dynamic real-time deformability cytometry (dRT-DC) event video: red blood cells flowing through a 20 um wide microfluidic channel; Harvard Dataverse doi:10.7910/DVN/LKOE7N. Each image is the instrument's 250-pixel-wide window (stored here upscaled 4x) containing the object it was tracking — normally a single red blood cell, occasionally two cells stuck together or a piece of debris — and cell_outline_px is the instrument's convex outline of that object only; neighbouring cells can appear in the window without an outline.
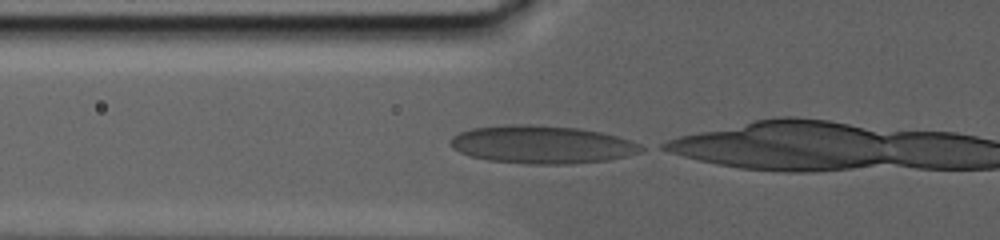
{"species": "human", "species_latin": "Homo sapiens", "temperature_condition": "warm", "stored_images_in_passage": 46, "camera_frame_rate_fps": 3000, "um_per_image_px": 0.085, "donor": {"sex": "male"}, "frame": {"image": 1, "passage_image": 32, "time_ms": 9.333, "image_size_px": [1000, 240], "cell_outline_px": [[652, 148], [644, 152], [608, 160], [568, 164], [528, 164], [488, 160], [468, 156], [452, 148], [448, 144], [448, 140], [452, 136], [460, 132], [472, 128], [504, 124], [536, 124], [580, 128], [600, 132], [616, 136]], "centroid_in_image_um": [46.06, 12.28], "position_along_channel_um": 79.7, "area_um2": 42.83}}
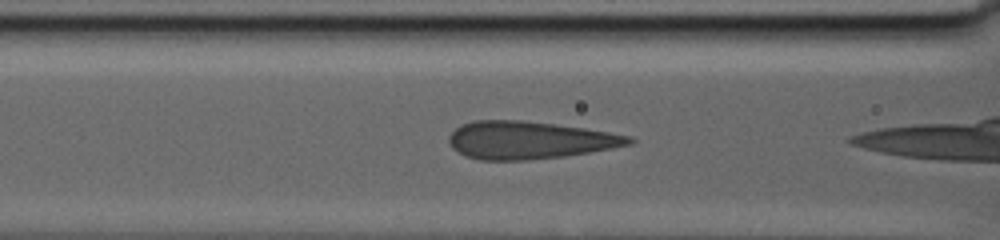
{"frame": {"image": 2, "passage_image": 39, "time_ms": 11.333, "image_size_px": [1000, 240], "cell_outline_px": [[636, 140], [632, 144], [612, 148], [564, 156], [528, 160], [480, 160], [464, 156], [452, 148], [448, 140], [448, 136], [460, 124], [476, 120], [520, 120], [556, 124], [584, 128], [632, 136]], "centroid_in_image_um": [44.97, 11.91], "position_along_channel_um": 121.6, "area_um2": 39.59}}
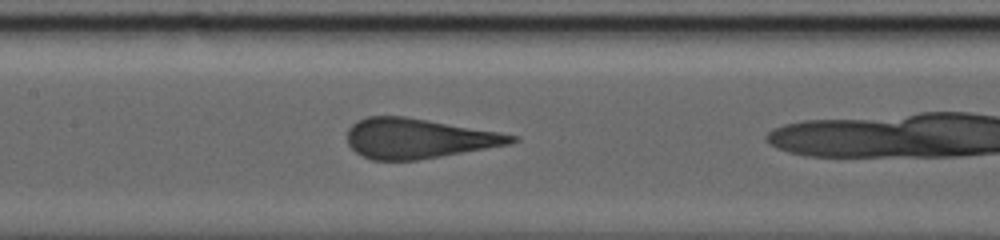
{"frame": {"image": 3, "passage_image": 45, "time_ms": 13.667, "image_size_px": [1000, 240], "cell_outline_px": [[520, 140], [508, 144], [440, 156], [416, 160], [372, 160], [360, 156], [348, 144], [348, 128], [356, 120], [368, 116], [404, 116], [428, 120], [520, 136]], "centroid_in_image_um": [35.51, 11.76], "position_along_channel_um": 171.9, "area_um2": 37.86}}